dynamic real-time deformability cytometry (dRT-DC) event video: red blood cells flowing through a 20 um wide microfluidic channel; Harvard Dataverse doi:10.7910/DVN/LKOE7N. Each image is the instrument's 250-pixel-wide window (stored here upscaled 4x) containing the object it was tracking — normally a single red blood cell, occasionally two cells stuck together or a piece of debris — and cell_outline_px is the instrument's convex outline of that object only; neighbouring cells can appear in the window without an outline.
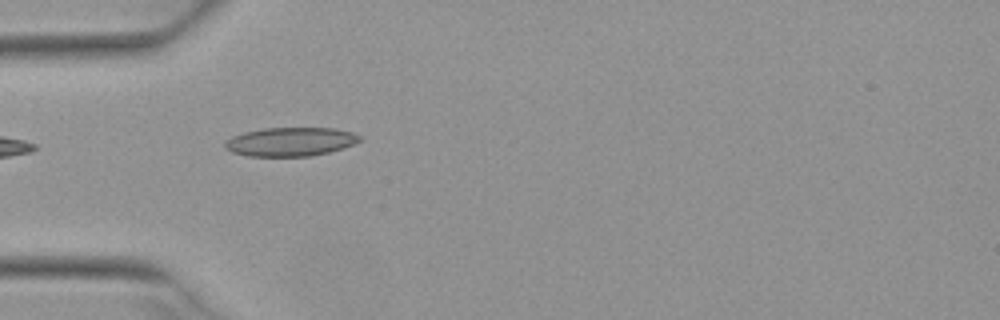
{"species": "Egyptian fruit bat (a non-hibernating species)", "species_latin": "Rousettus aegyptiacus", "temperature_condition": "warm", "stored_images_in_passage": 7, "camera_frame_rate_fps": 3000, "um_per_image_px": 0.085, "animal": {"sex": "female"}, "frame": {"image": 1, "passage_image": 5, "time_ms": 1.333, "image_size_px": [1000, 320], "cell_outline_px": [[360, 140], [352, 144], [328, 152], [308, 156], [248, 156], [232, 152], [224, 148], [224, 140], [232, 136], [244, 132], [264, 128], [336, 128], [352, 132], [360, 136]], "centroid_in_image_um": [24.62, 12.04], "position_along_channel_um": 60.4, "area_um2": 22.48}}
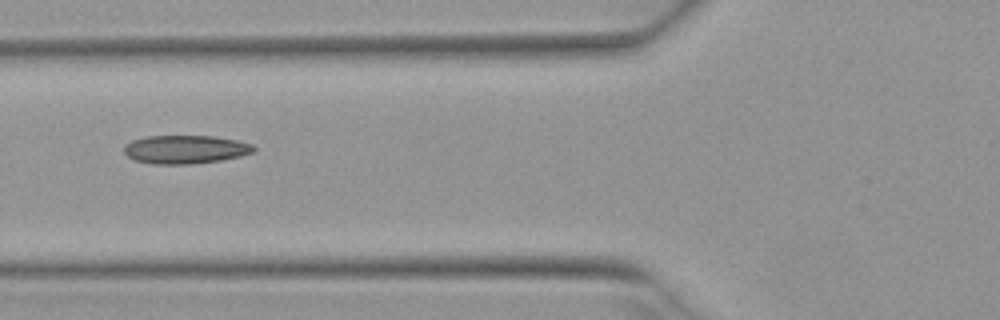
{"frame": {"image": 2, "passage_image": 6, "time_ms": 1.667, "image_size_px": [1000, 320], "cell_outline_px": [[256, 152], [240, 156], [220, 160], [192, 164], [152, 164], [136, 160], [128, 156], [124, 152], [124, 144], [132, 140], [148, 136], [212, 136], [236, 140], [252, 144], [256, 148]], "centroid_in_image_um": [15.76, 12.7], "position_along_channel_um": 110.0, "area_um2": 21.5}}
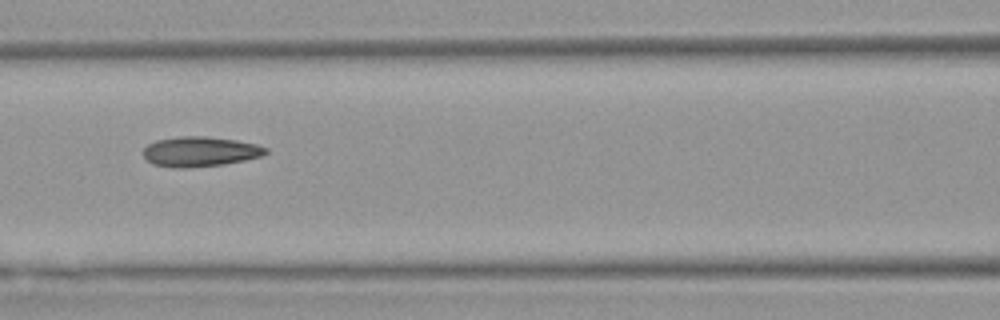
{"frame": {"image": 3, "passage_image": 7, "time_ms": 2.0, "image_size_px": [1000, 320], "cell_outline_px": [[268, 152], [264, 156], [224, 164], [188, 168], [176, 168], [152, 164], [144, 156], [144, 148], [148, 144], [156, 140], [180, 136], [204, 136], [236, 140], [256, 144], [268, 148]], "centroid_in_image_um": [17.02, 12.89], "position_along_channel_um": 149.6, "area_um2": 21.44}}